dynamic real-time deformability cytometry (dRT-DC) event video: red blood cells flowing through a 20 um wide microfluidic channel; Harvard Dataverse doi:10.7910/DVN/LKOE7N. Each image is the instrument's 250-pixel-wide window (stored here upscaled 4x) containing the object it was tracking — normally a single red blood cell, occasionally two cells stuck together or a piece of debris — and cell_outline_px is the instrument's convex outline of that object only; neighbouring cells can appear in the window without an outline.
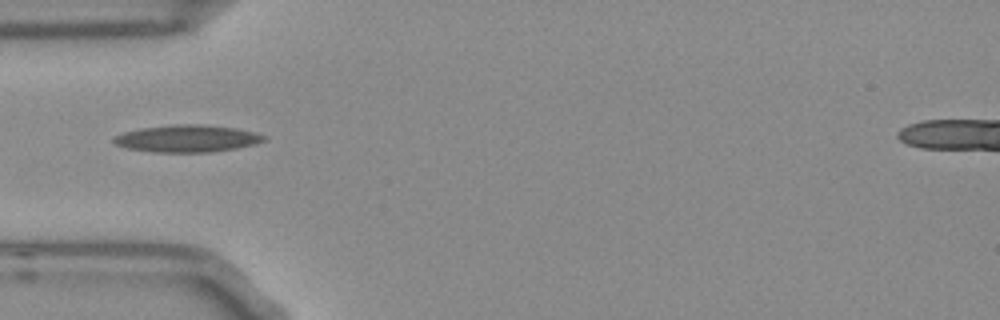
{"species": "Egyptian fruit bat (a non-hibernating species)", "species_latin": "Rousettus aegyptiacus", "temperature_condition": "room temperature", "stored_images_in_passage": 12, "camera_frame_rate_fps": 3000, "um_per_image_px": 0.085, "frame": {"image": 1, "passage_image": 1, "time_ms": 0.0, "image_size_px": [1000, 320], "cell_outline_px": [[268, 140], [256, 144], [236, 148], [212, 152], [152, 152], [128, 148], [116, 144], [112, 140], [116, 136], [124, 132], [140, 128], [176, 124], [200, 124], [236, 128], [252, 132], [264, 136]], "centroid_in_image_um": [15.92, 11.78], "position_along_channel_um": 69.1, "area_um2": 23.64}}
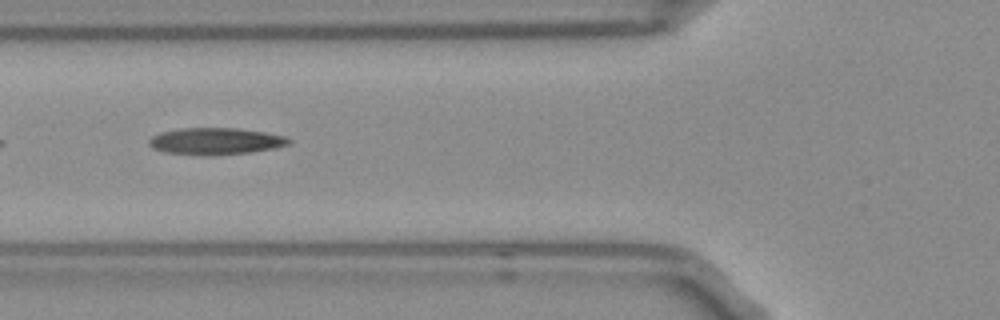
{"frame": {"image": 2, "passage_image": 4, "time_ms": 1.0, "image_size_px": [1000, 320], "cell_outline_px": [[292, 144], [276, 148], [248, 152], [212, 156], [204, 156], [164, 152], [152, 148], [148, 144], [148, 140], [152, 136], [160, 132], [180, 128], [240, 128], [264, 132], [284, 136], [292, 140]], "centroid_in_image_um": [18.32, 12.01], "position_along_channel_um": 107.5, "area_um2": 22.14}}